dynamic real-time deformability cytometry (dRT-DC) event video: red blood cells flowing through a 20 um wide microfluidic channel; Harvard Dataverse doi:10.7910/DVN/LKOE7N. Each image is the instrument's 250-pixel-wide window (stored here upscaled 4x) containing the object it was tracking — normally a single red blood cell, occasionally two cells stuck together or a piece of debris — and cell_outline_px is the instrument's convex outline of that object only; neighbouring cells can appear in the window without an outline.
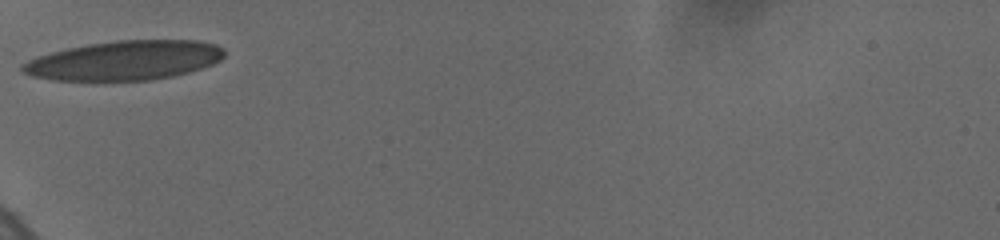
{"species": "human", "species_latin": "Homo sapiens", "temperature_condition": "cold", "stored_images_in_passage": 4, "camera_frame_rate_fps": 3000, "um_per_image_px": 0.085, "donor": {"sex": "female"}, "frame": {"image": 1, "passage_image": 1, "time_ms": 0.0, "image_size_px": [1000, 240], "cell_outline_px": [[224, 56], [220, 60], [212, 64], [188, 72], [172, 76], [152, 80], [52, 80], [32, 76], [24, 72], [20, 68], [20, 64], [28, 60], [52, 52], [68, 48], [88, 44], [116, 40], [196, 40], [216, 44], [224, 48]], "centroid_in_image_um": [10.6, 5.13], "position_along_channel_um": 74.4, "area_um2": 46.18}}
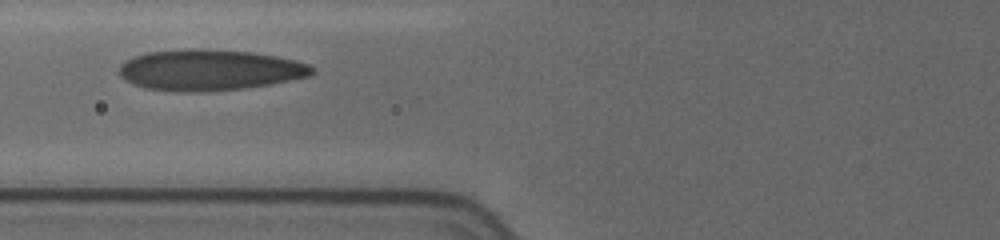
{"frame": {"image": 2, "passage_image": 2, "time_ms": 1.0, "image_size_px": [1000, 240], "cell_outline_px": [[316, 72], [308, 76], [268, 84], [244, 88], [204, 92], [176, 92], [144, 88], [132, 84], [124, 80], [120, 76], [120, 64], [124, 60], [132, 56], [148, 52], [184, 48], [200, 48], [252, 52], [276, 56], [296, 60], [308, 64], [316, 68]], "centroid_in_image_um": [17.76, 5.94], "position_along_channel_um": 108.0, "area_um2": 46.53}}
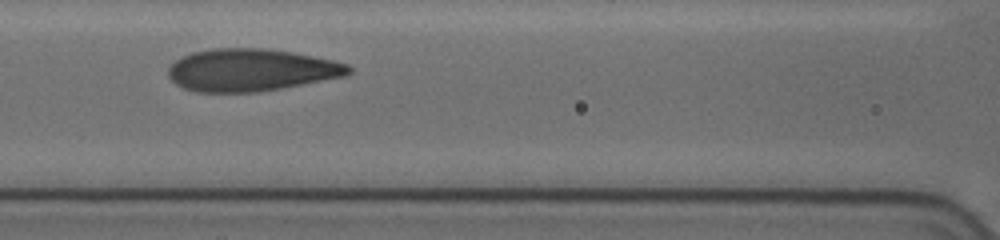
{"frame": {"image": 3, "passage_image": 3, "time_ms": 2.0, "image_size_px": [1000, 240], "cell_outline_px": [[352, 72], [344, 76], [280, 88], [256, 92], [196, 92], [184, 88], [176, 84], [168, 76], [168, 68], [176, 60], [192, 52], [212, 48], [264, 48], [292, 52], [332, 60], [348, 64], [352, 68]], "centroid_in_image_um": [21.32, 5.95], "position_along_channel_um": 145.3, "area_um2": 44.27}}